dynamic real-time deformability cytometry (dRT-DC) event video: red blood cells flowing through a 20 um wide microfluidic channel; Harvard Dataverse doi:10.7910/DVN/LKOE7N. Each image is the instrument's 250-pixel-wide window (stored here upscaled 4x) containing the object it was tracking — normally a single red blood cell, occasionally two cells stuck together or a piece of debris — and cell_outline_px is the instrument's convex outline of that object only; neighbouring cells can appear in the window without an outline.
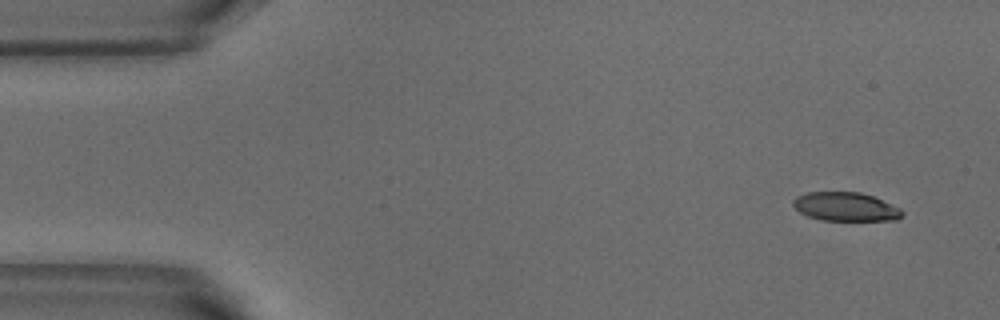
{"species": "common noctule bat (a hibernating species)", "species_latin": "Nyctalus noctula", "temperature_condition": "warm", "stored_images_in_passage": 3, "camera_frame_rate_fps": 3000, "um_per_image_px": 0.085, "animal": {"sex": "male", "body_mass_g": 18.8}, "frame": {"image": 1, "passage_image": 1, "time_ms": 0.0, "image_size_px": [1000, 320], "cell_outline_px": [[904, 212], [896, 220], [820, 220], [808, 216], [800, 212], [792, 204], [792, 200], [796, 196], [808, 192], [860, 192], [872, 196], [900, 208]], "centroid_in_image_um": [71.84, 17.57], "position_along_channel_um": 13.2, "area_um2": 18.15}}